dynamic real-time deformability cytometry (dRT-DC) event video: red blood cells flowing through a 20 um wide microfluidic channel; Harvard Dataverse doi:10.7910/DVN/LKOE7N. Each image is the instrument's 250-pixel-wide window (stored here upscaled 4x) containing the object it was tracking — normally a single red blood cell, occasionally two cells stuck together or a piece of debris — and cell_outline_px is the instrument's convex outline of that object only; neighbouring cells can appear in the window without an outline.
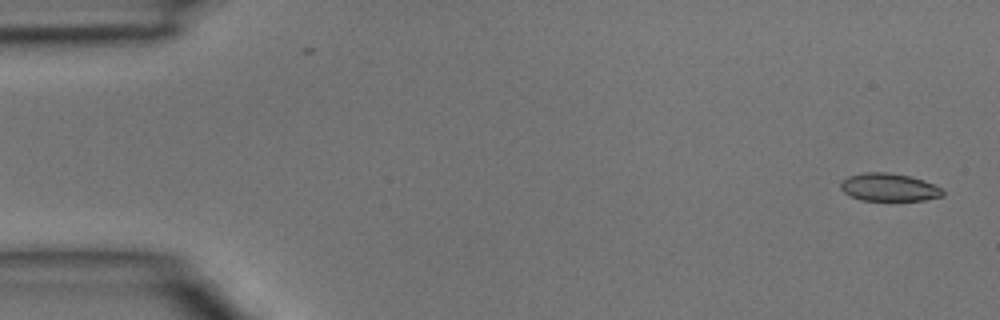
{"species": "common noctule bat (a hibernating species)", "species_latin": "Nyctalus noctula", "temperature_condition": "room temperature", "stored_images_in_passage": 5, "camera_frame_rate_fps": 3000, "um_per_image_px": 0.085, "animal": {"sex": "male", "body_mass_g": 15.6}, "frame": {"image": 1, "passage_image": 1, "time_ms": 0.0, "image_size_px": [1000, 320], "cell_outline_px": [[944, 196], [924, 200], [860, 200], [844, 192], [840, 188], [840, 184], [848, 176], [864, 172], [888, 172], [908, 176], [924, 180], [944, 188]], "centroid_in_image_um": [75.6, 15.92], "position_along_channel_um": 9.4, "area_um2": 16.59}}